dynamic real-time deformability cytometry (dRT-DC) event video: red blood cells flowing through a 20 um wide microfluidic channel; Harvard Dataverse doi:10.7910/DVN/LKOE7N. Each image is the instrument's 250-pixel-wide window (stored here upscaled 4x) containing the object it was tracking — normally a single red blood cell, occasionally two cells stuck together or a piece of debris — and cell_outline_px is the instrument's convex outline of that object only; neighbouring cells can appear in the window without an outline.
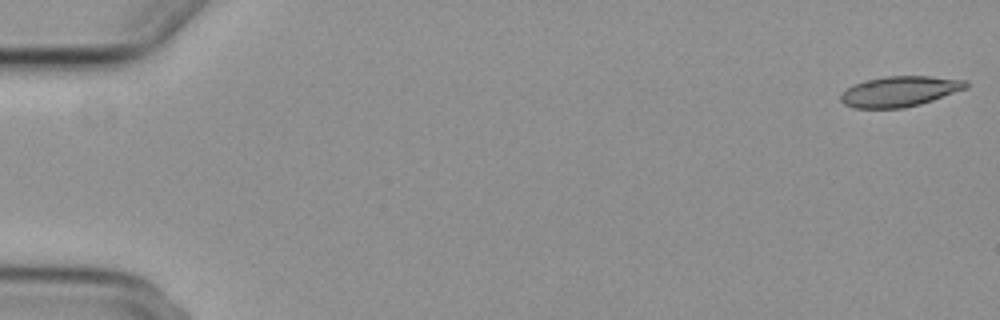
{"species": "common noctule bat (a hibernating species)", "species_latin": "Nyctalus noctula", "temperature_condition": "cold", "stored_images_in_passage": 15, "camera_frame_rate_fps": 3000, "um_per_image_px": 0.085, "animal": {"sex": "female", "body_mass_g": 29.2, "forearm_length_mm": 56.3}, "frame": {"image": 1, "passage_image": 1, "time_ms": 0.0, "image_size_px": [1000, 320], "cell_outline_px": [[968, 88], [920, 104], [904, 108], [852, 108], [844, 104], [840, 100], [840, 96], [852, 84], [864, 80], [884, 76], [928, 76], [968, 80]], "centroid_in_image_um": [76.47, 7.76], "position_along_channel_um": 8.5, "area_um2": 22.31}}